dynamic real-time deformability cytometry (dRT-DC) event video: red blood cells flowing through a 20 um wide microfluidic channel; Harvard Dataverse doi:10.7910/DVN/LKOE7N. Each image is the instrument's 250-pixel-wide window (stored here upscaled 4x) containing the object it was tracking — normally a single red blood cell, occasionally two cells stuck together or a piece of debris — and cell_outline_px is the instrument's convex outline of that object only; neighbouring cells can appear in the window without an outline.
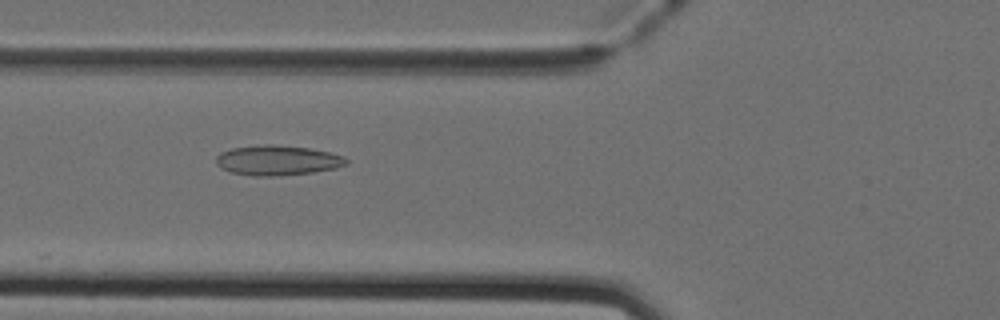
{"species": "Egyptian fruit bat (a non-hibernating species)", "species_latin": "Rousettus aegyptiacus", "temperature_condition": "cold", "stored_images_in_passage": 31, "camera_frame_rate_fps": 3000, "um_per_image_px": 0.085, "animal": {"sex": "female"}, "frame": {"image": 1, "passage_image": 19, "time_ms": 6.0, "image_size_px": [1000, 320], "cell_outline_px": [[348, 164], [336, 168], [312, 172], [280, 176], [252, 176], [232, 172], [220, 168], [216, 164], [216, 156], [220, 152], [232, 148], [264, 144], [272, 144], [308, 148], [328, 152], [344, 156], [348, 160]], "centroid_in_image_um": [23.57, 13.63], "position_along_channel_um": 102.2, "area_um2": 22.83}}
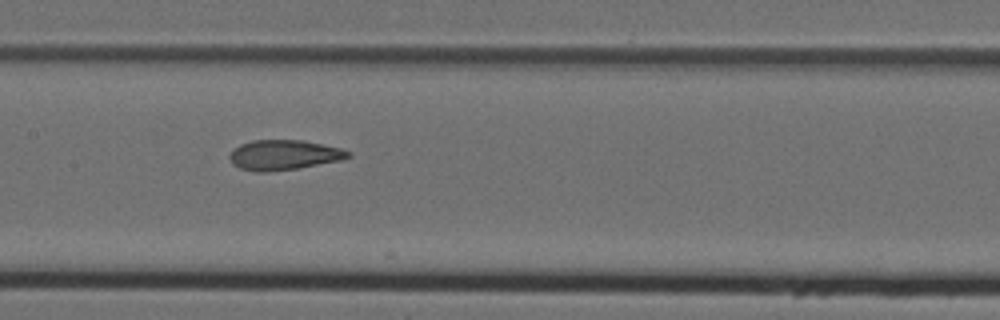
{"frame": {"image": 2, "passage_image": 25, "time_ms": 8.0, "image_size_px": [1000, 320], "cell_outline_px": [[352, 156], [340, 160], [296, 168], [268, 172], [256, 172], [240, 168], [232, 164], [228, 156], [232, 148], [240, 144], [252, 140], [300, 140], [340, 148], [352, 152]], "centroid_in_image_um": [24.07, 13.17], "position_along_channel_um": 183.3, "area_um2": 20.69}}
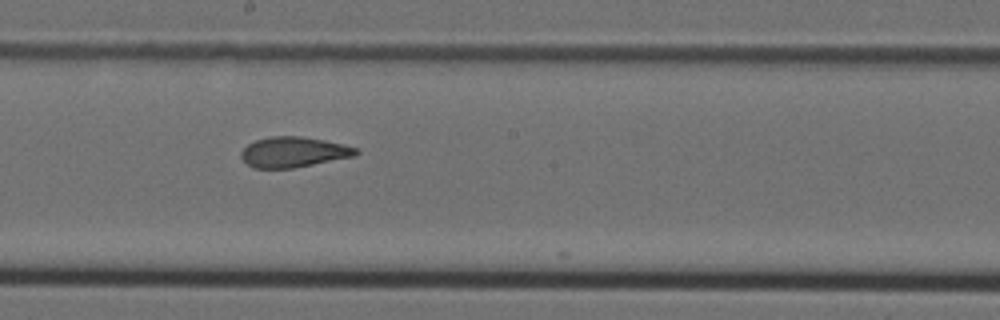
{"frame": {"image": 3, "passage_image": 28, "time_ms": 9.0, "image_size_px": [1000, 320], "cell_outline_px": [[360, 152], [356, 156], [292, 168], [252, 168], [240, 156], [240, 152], [248, 144], [256, 140], [272, 136], [300, 136], [324, 140], [356, 148]], "centroid_in_image_um": [24.94, 12.93], "position_along_channel_um": 223.3, "area_um2": 20.17}}